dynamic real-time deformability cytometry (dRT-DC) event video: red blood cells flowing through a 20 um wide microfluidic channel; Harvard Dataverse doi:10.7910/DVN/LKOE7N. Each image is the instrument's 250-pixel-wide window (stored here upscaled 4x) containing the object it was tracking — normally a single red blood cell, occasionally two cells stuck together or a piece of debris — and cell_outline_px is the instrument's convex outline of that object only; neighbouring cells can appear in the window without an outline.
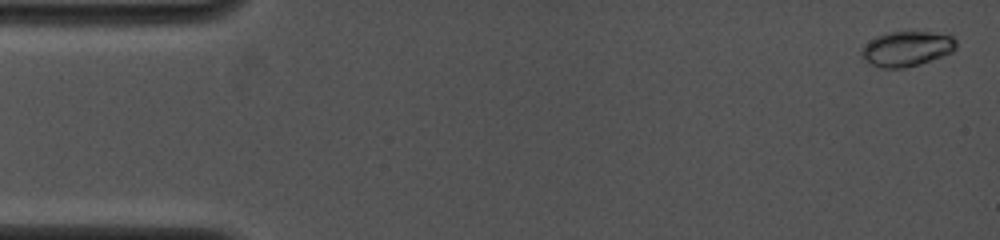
{"species": "common noctule bat (a hibernating species)", "species_latin": "Nyctalus noctula", "temperature_condition": "cold", "stored_images_in_passage": 49, "camera_frame_rate_fps": 4000, "um_per_image_px": 0.085, "animal": {"sex": "female", "body_mass_g": 19.0, "forearm_length_mm": 53.3}, "frame": {"image": 1, "passage_image": 1, "time_ms": 0.0, "image_size_px": [1000, 240], "cell_outline_px": [[956, 48], [952, 52], [920, 64], [904, 68], [880, 68], [864, 60], [860, 56], [860, 52], [864, 44], [876, 36], [888, 32], [932, 32], [952, 36], [956, 40]], "centroid_in_image_um": [77.04, 4.15], "position_along_channel_um": 8.0, "area_um2": 19.36}}
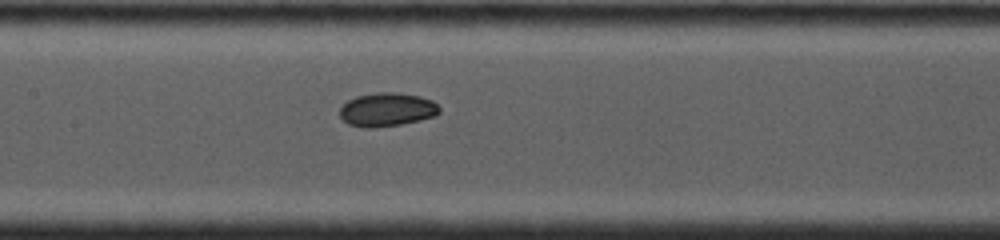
{"frame": {"image": 2, "passage_image": 33, "time_ms": 7.25, "image_size_px": [1000, 240], "cell_outline_px": [[440, 112], [436, 116], [420, 120], [400, 124], [376, 128], [364, 128], [348, 124], [340, 116], [340, 108], [348, 100], [356, 96], [376, 92], [396, 92], [420, 96], [432, 100], [440, 108]], "centroid_in_image_um": [32.9, 9.31], "position_along_channel_um": 174.5, "area_um2": 19.65}}
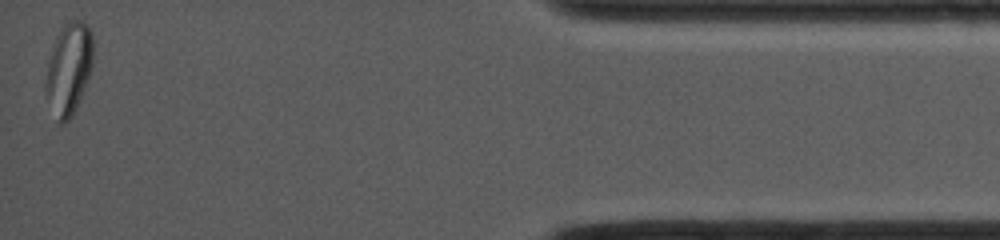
{"frame": {"image": 3, "passage_image": 49, "time_ms": 15.0, "image_size_px": [1000, 240], "cell_outline_px": [[92, 60], [88, 76], [76, 108], [72, 116], [64, 124], [60, 124], [44, 88], [44, 84], [48, 64], [60, 28], [68, 20], [84, 20], [88, 24], [92, 32]], "centroid_in_image_um": [5.86, 5.78], "position_along_channel_um": 429.3, "area_um2": 24.68}, "authors_computed_cell_mechanics": {"area_um2": 18.8428, "velocity_mm_per_s": 4.0608, "shape_relaxation_time_tau1_ms": 4.6358, "shape_relaxation_time_tau2_ms": 9.0682, "deformation_change_tau1": 0.1273, "deformation_change_tau2": 0.0681}}